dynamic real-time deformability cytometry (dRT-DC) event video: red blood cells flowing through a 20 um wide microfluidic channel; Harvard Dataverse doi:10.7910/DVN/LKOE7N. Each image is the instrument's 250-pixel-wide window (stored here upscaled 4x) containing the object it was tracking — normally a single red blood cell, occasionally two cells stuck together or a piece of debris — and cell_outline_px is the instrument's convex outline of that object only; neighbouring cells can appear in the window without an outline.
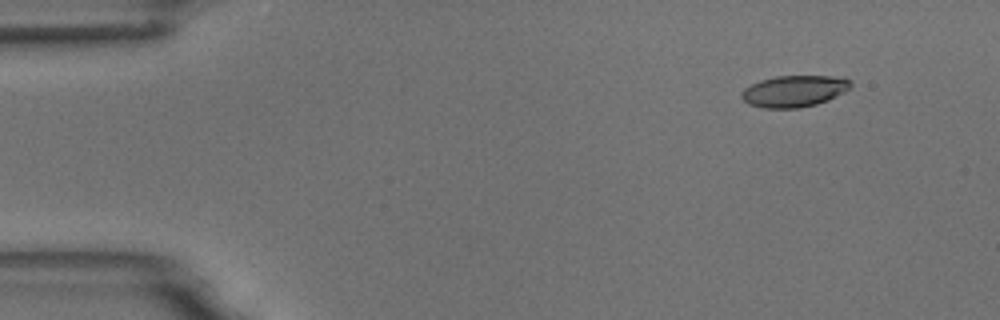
{"species": "common noctule bat (a hibernating species)", "species_latin": "Nyctalus noctula", "temperature_condition": "room temperature", "stored_images_in_passage": 4, "camera_frame_rate_fps": 3000, "um_per_image_px": 0.085, "animal": {"sex": "male", "body_mass_g": 18.8}, "frame": {"image": 1, "passage_image": 2, "time_ms": 1.333, "image_size_px": [1000, 320], "cell_outline_px": [[852, 84], [844, 92], [828, 100], [816, 104], [800, 108], [764, 108], [748, 104], [740, 96], [740, 92], [744, 88], [760, 80], [776, 76], [844, 76], [852, 80]], "centroid_in_image_um": [67.51, 7.74], "position_along_channel_um": 17.5, "area_um2": 20.23}}